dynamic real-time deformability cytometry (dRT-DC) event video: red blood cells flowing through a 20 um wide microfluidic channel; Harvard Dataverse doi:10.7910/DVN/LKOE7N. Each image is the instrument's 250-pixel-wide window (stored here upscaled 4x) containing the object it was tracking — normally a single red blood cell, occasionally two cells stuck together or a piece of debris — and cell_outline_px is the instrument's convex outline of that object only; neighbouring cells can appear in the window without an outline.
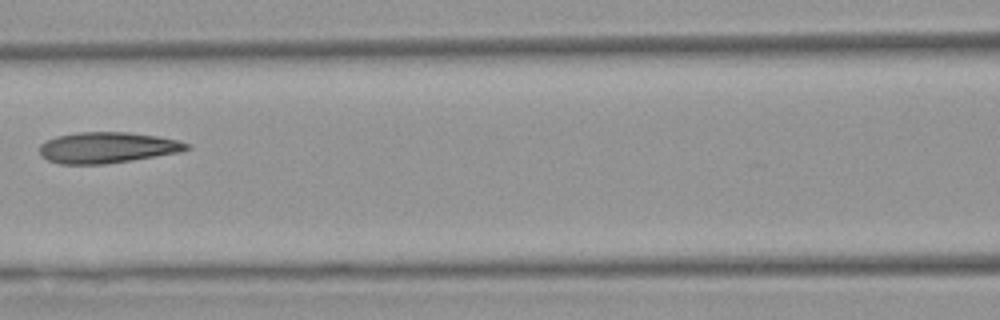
{"species": "Egyptian fruit bat (a non-hibernating species)", "species_latin": "Rousettus aegyptiacus", "temperature_condition": "warm", "stored_images_in_passage": 5, "camera_frame_rate_fps": 3000, "um_per_image_px": 0.085, "animal": {"sex": "female"}, "frame": {"image": 1, "passage_image": 5, "time_ms": 4.667, "image_size_px": [1000, 320], "cell_outline_px": [[192, 148], [180, 152], [104, 164], [60, 164], [48, 160], [40, 156], [40, 144], [56, 136], [76, 132], [128, 132], [156, 136], [176, 140], [192, 144]], "centroid_in_image_um": [9.11, 12.54], "position_along_channel_um": 157.5, "area_um2": 26.47}}